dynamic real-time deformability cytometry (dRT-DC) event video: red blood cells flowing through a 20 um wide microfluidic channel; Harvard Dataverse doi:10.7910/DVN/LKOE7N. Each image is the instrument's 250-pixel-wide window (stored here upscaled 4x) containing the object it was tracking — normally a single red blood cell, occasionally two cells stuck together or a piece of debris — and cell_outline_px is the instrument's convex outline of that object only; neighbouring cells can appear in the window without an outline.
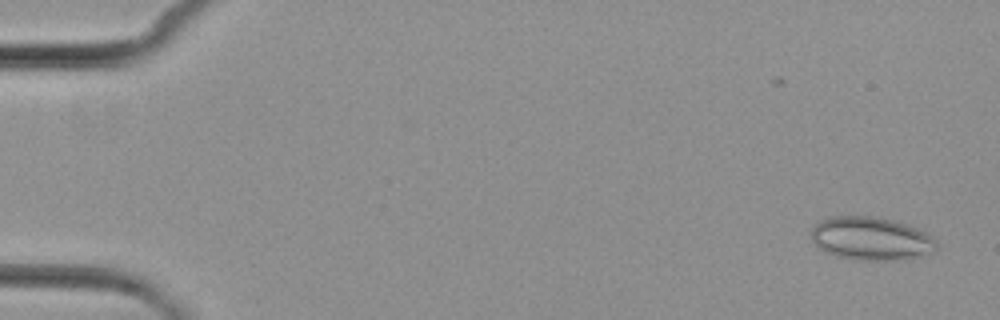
{"species": "common noctule bat (a hibernating species)", "species_latin": "Nyctalus noctula", "temperature_condition": "cold", "stored_images_in_passage": 5, "camera_frame_rate_fps": 3000, "um_per_image_px": 0.085, "animal": {"sex": "female", "body_mass_g": 29.2, "forearm_length_mm": 56.3}, "frame": {"image": 1, "passage_image": 1, "time_ms": 0.0, "image_size_px": [1000, 320], "cell_outline_px": [[940, 244], [932, 252], [916, 256], [896, 260], [852, 260], [836, 256], [824, 252], [812, 240], [812, 228], [820, 220], [832, 216], [872, 216], [892, 220], [916, 228], [932, 236]], "centroid_in_image_um": [74.02, 20.28], "position_along_channel_um": 11.0, "area_um2": 31.5}}